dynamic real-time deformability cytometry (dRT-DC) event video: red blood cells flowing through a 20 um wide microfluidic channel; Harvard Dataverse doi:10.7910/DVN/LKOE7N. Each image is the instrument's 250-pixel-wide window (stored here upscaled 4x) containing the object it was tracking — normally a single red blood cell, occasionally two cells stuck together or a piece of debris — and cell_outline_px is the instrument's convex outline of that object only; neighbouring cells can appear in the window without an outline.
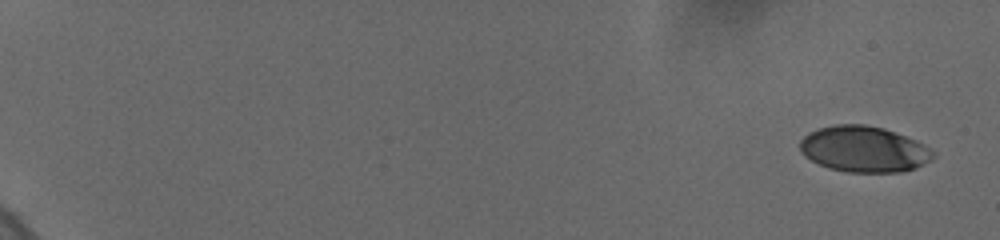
{"species": "human", "species_latin": "Homo sapiens", "temperature_condition": "cold", "stored_images_in_passage": 50, "camera_frame_rate_fps": 3000, "um_per_image_px": 0.085, "donor": {"sex": "female"}, "frame": {"image": 1, "passage_image": 1, "time_ms": 0.0, "image_size_px": [1000, 240], "cell_outline_px": [[936, 156], [932, 160], [916, 168], [900, 172], [848, 172], [828, 168], [804, 156], [800, 152], [800, 140], [808, 132], [820, 128], [836, 124], [864, 124], [884, 128], [916, 140], [932, 148], [936, 152]], "centroid_in_image_um": [73.47, 12.68], "position_along_channel_um": 11.5, "area_um2": 35.95}}
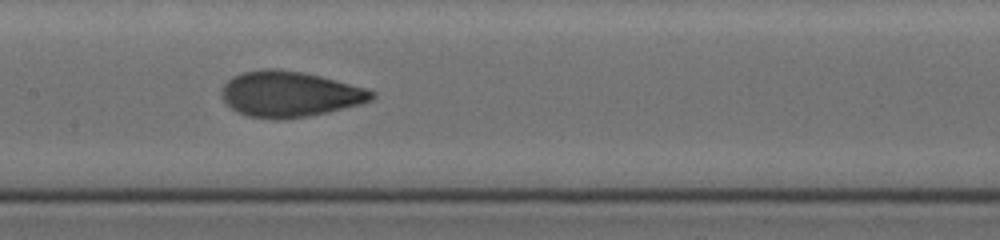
{"frame": {"image": 2, "passage_image": 28, "time_ms": 10.333, "image_size_px": [1000, 240], "cell_outline_px": [[376, 96], [372, 100], [360, 104], [328, 112], [308, 116], [276, 120], [248, 116], [236, 112], [220, 96], [220, 92], [224, 84], [232, 76], [244, 72], [268, 68], [272, 68], [304, 72], [320, 76], [364, 88], [376, 92]], "centroid_in_image_um": [24.6, 8.0], "position_along_channel_um": 182.8, "area_um2": 39.88}}
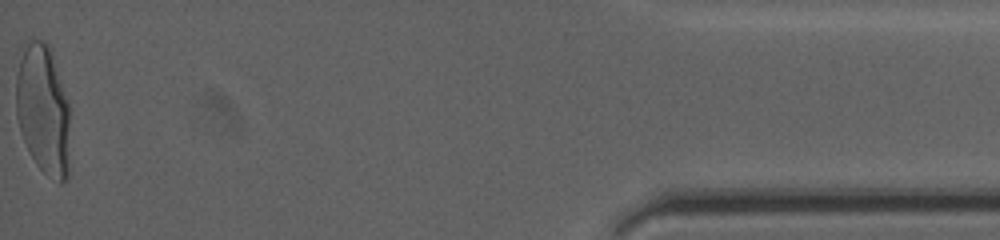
{"frame": {"image": 3, "passage_image": 50, "time_ms": 19.0, "image_size_px": [1000, 240], "cell_outline_px": [[68, 176], [60, 184], [44, 172], [36, 164], [20, 132], [16, 116], [16, 76], [24, 40], [44, 40], [52, 48], [68, 104]], "centroid_in_image_um": [3.64, 9.26], "position_along_channel_um": 431.6, "area_um2": 40.92}, "authors_computed_cell_mechanics": {"area_um2": 38.1769, "velocity_mm_per_s": 3.6913, "shape_relaxation_time_tau1_ms": 4.5, "shape_relaxation_time_tau2_ms": null, "deformation_change_tau1": 0.1939, "deformation_change_tau2": null}}